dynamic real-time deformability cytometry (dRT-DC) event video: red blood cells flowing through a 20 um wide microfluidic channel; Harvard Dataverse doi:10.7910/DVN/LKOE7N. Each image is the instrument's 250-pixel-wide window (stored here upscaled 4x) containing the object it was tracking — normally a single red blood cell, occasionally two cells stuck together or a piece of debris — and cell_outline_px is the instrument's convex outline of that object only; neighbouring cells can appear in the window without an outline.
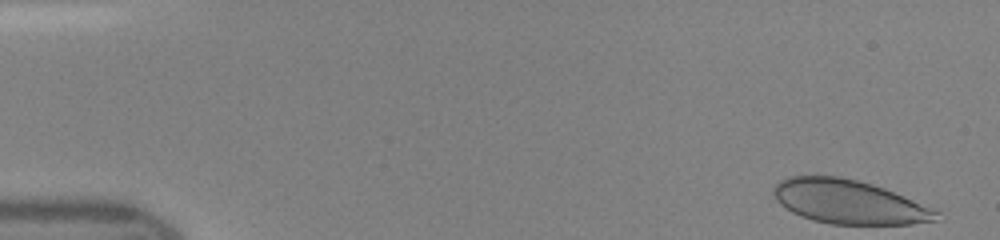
{"species": "human", "species_latin": "Homo sapiens", "temperature_condition": "room temperature", "stored_images_in_passage": 38, "camera_frame_rate_fps": 3000, "um_per_image_px": 0.085, "donor": {"sex": "female"}, "frame": {"image": 1, "passage_image": 1, "time_ms": 0.0, "image_size_px": [1000, 240], "cell_outline_px": [[944, 220], [912, 224], [832, 224], [812, 220], [800, 216], [792, 212], [780, 204], [776, 200], [772, 192], [772, 188], [780, 180], [788, 176], [840, 176], [872, 184], [884, 188], [940, 212]], "centroid_in_image_um": [72.15, 17.17], "position_along_channel_um": 12.8, "area_um2": 41.73}}
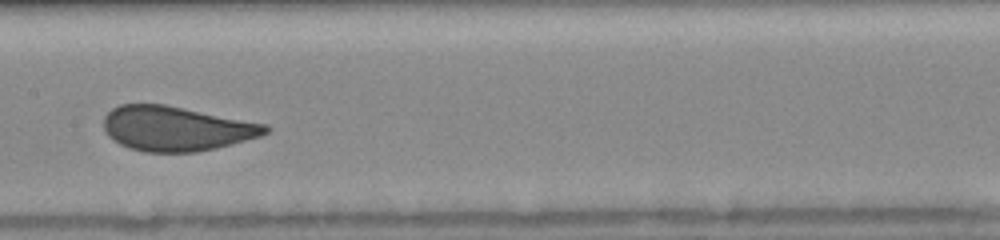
{"frame": {"image": 2, "passage_image": 23, "time_ms": 7.333, "image_size_px": [1000, 240], "cell_outline_px": [[272, 128], [268, 132], [260, 136], [232, 144], [216, 148], [196, 152], [144, 152], [128, 148], [112, 140], [108, 136], [104, 128], [104, 116], [112, 108], [120, 104], [164, 104], [268, 124]], "centroid_in_image_um": [14.98, 10.93], "position_along_channel_um": 192.4, "area_um2": 42.31}}
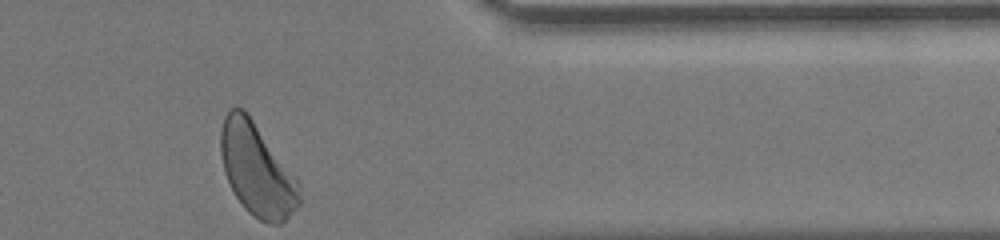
{"frame": {"image": 3, "passage_image": 38, "time_ms": 12.333, "image_size_px": [1000, 240], "cell_outline_px": [[300, 204], [280, 224], [272, 224], [260, 220], [252, 216], [244, 208], [236, 196], [224, 172], [220, 152], [220, 132], [224, 116], [232, 108], [244, 108], [248, 112], [300, 180]], "centroid_in_image_um": [21.86, 14.4], "position_along_channel_um": 389.5, "area_um2": 42.83}}